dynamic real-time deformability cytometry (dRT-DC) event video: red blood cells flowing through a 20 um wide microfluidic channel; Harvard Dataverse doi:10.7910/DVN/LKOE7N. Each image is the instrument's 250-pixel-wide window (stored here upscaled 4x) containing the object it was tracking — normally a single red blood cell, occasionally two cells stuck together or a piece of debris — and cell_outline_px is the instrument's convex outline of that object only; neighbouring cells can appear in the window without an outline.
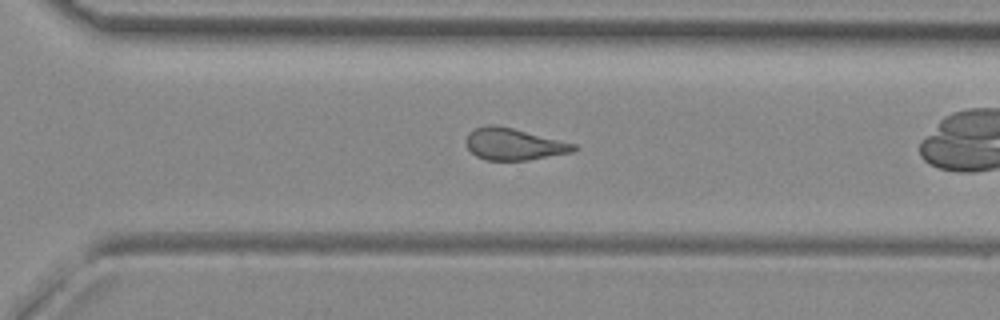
{"species": "common noctule bat (a hibernating species)", "species_latin": "Nyctalus noctula", "temperature_condition": "room temperature", "stored_images_in_passage": 31, "camera_frame_rate_fps": 3000, "um_per_image_px": 0.085, "animal": {"sex": "female", "body_mass_g": 29.2, "forearm_length_mm": 56.3}, "frame": {"image": 1, "passage_image": 18, "time_ms": 5.667, "image_size_px": [1000, 320], "cell_outline_px": [[580, 148], [572, 152], [528, 160], [484, 160], [476, 156], [468, 148], [464, 140], [468, 132], [484, 124], [496, 124], [576, 144]], "centroid_in_image_um": [43.63, 12.25], "position_along_channel_um": 327.0, "area_um2": 20.06}, "authors_computed_cell_mechanics": {"area_um2": 20.1144, "velocity_mm_per_s": 3.9963, "shape_relaxation_time_tau1_ms": null, "shape_relaxation_time_tau2_ms": 1.0599, "deformation_change_tau1": null, "deformation_change_tau2": 0.1123}}